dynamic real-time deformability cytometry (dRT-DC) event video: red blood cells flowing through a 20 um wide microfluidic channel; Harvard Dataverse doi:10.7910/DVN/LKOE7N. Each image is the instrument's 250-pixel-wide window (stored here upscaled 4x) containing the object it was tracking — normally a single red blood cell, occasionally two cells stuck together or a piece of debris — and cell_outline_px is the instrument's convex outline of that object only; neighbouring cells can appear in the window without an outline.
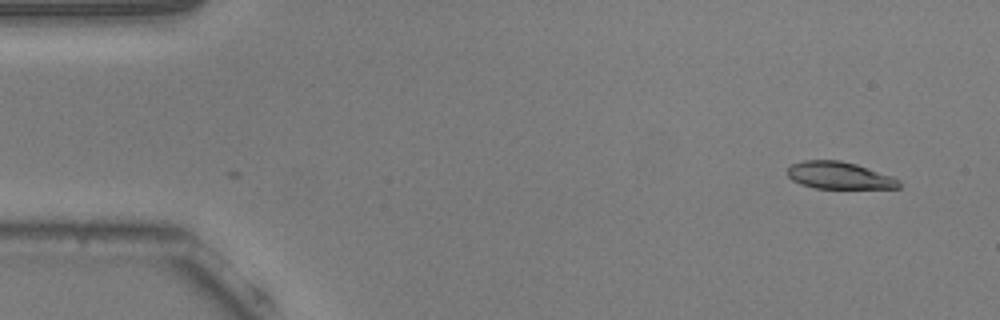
{"species": "common noctule bat (a hibernating species)", "species_latin": "Nyctalus noctula", "temperature_condition": "warm", "stored_images_in_passage": 8, "camera_frame_rate_fps": 3000, "um_per_image_px": 0.085, "animal": {"sex": "male", "body_mass_g": 20.5, "forearm_length_mm": 52.5}, "frame": {"image": 1, "passage_image": 8, "time_ms": 2.333, "image_size_px": [1000, 320], "cell_outline_px": [[900, 188], [816, 188], [800, 184], [792, 180], [788, 176], [788, 168], [792, 164], [804, 160], [840, 160], [856, 164], [892, 176], [900, 180]], "centroid_in_image_um": [71.33, 14.91], "position_along_channel_um": 13.7, "area_um2": 17.57}}